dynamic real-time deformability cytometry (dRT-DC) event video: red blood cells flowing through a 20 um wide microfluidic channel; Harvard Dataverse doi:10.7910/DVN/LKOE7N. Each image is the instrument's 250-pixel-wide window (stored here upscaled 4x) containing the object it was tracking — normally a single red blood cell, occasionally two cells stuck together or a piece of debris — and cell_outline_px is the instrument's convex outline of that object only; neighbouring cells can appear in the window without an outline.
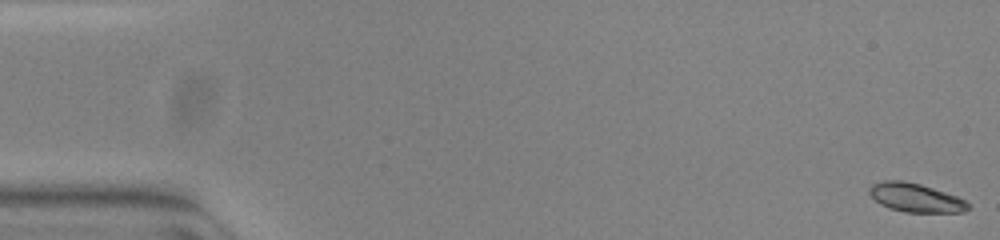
{"species": "common noctule bat (a hibernating species)", "species_latin": "Nyctalus noctula", "temperature_condition": "warm", "stored_images_in_passage": 53, "camera_frame_rate_fps": 3000, "um_per_image_px": 0.085, "animal": {"sex": "female", "body_mass_g": 23.0, "forearm_length_mm": 53.4}, "frame": {"image": 1, "passage_image": 1, "time_ms": 0.0, "image_size_px": [1000, 240], "cell_outline_px": [[968, 208], [964, 212], [904, 212], [888, 208], [880, 204], [868, 192], [868, 188], [872, 184], [884, 180], [900, 180], [920, 184], [956, 196], [964, 200], [968, 204]], "centroid_in_image_um": [77.77, 16.8], "position_along_channel_um": 7.2, "area_um2": 16.36}}
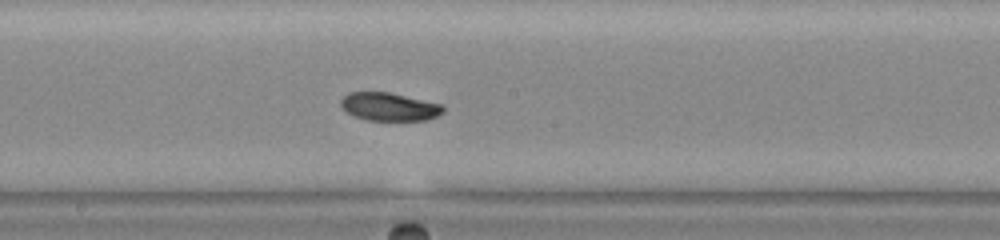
{"frame": {"image": 2, "passage_image": 29, "time_ms": 9.333, "image_size_px": [1000, 240], "cell_outline_px": [[444, 112], [428, 120], [368, 120], [352, 116], [340, 104], [340, 100], [348, 92], [388, 92], [444, 104]], "centroid_in_image_um": [33.11, 9.07], "position_along_channel_um": 215.1, "area_um2": 16.82}}
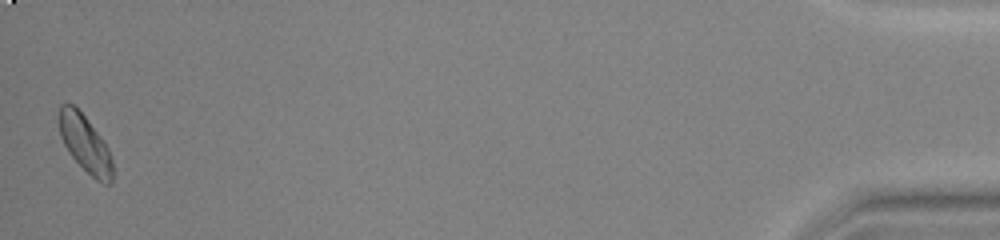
{"frame": {"image": 3, "passage_image": 53, "time_ms": 17.333, "image_size_px": [1000, 240], "cell_outline_px": [[112, 184], [104, 184], [96, 180], [72, 156], [64, 144], [60, 136], [56, 116], [60, 104], [72, 104], [84, 116], [100, 136], [108, 148], [112, 160]], "centroid_in_image_um": [7.2, 12.19], "position_along_channel_um": 428.0, "area_um2": 17.69}, "authors_computed_cell_mechanics": {"area_um2": 17.2822, "velocity_mm_per_s": 3.855, "shape_relaxation_time_tau1_ms": 5.2435, "shape_relaxation_time_tau2_ms": null, "deformation_change_tau1": 0.1345, "deformation_change_tau2": null}}